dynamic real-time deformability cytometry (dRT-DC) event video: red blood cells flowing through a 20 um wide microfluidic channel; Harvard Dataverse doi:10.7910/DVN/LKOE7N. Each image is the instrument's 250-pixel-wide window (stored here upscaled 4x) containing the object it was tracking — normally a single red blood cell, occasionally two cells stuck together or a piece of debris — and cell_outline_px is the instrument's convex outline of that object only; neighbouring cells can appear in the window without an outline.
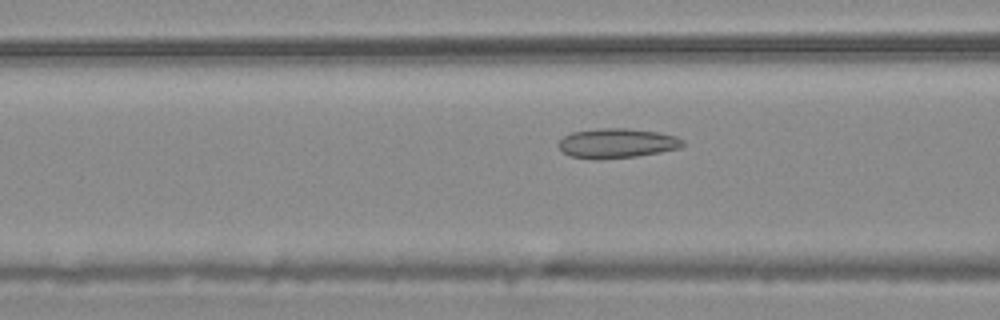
{"species": "common noctule bat (a hibernating species)", "species_latin": "Nyctalus noctula", "temperature_condition": "warm", "stored_images_in_passage": 54, "camera_frame_rate_fps": 3000, "um_per_image_px": 0.085, "animal": {"sex": "male", "body_mass_g": 20.4}, "frame": {"image": 1, "passage_image": 21, "time_ms": 6.667, "image_size_px": [1000, 320], "cell_outline_px": [[684, 144], [680, 148], [660, 152], [636, 156], [600, 160], [596, 160], [572, 156], [564, 152], [556, 144], [564, 136], [572, 132], [604, 128], [628, 128], [660, 132], [676, 136], [684, 140]], "centroid_in_image_um": [52.46, 12.17], "position_along_channel_um": 114.1, "area_um2": 21.56}}
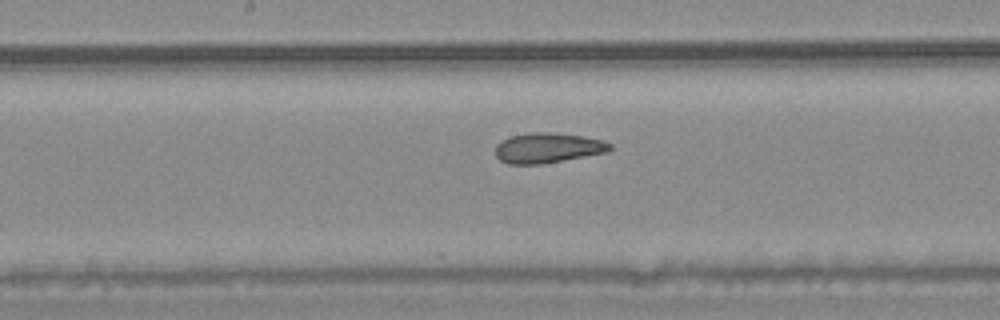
{"frame": {"image": 2, "passage_image": 28, "time_ms": 9.0, "image_size_px": [1000, 320], "cell_outline_px": [[612, 148], [608, 152], [540, 164], [508, 164], [500, 160], [496, 156], [496, 144], [500, 140], [512, 136], [528, 132], [548, 132], [580, 136], [604, 140], [612, 144]], "centroid_in_image_um": [46.54, 12.57], "position_along_channel_um": 201.7, "area_um2": 20.06}}
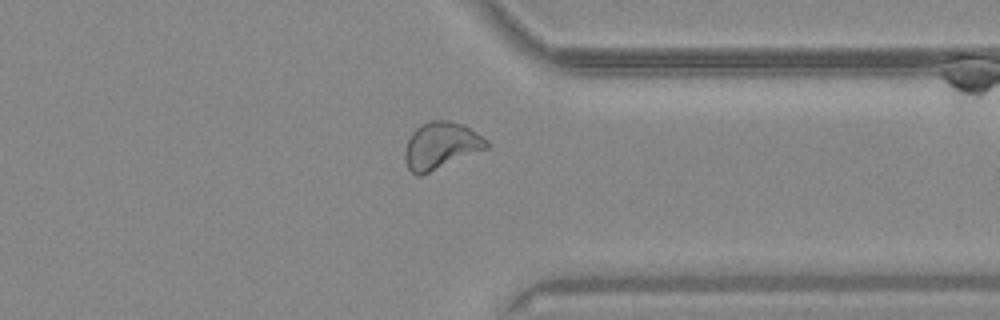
{"frame": {"image": 3, "passage_image": 42, "time_ms": 13.667, "image_size_px": [1000, 320], "cell_outline_px": [[488, 148], [420, 176], [416, 176], [408, 168], [404, 156], [404, 152], [408, 140], [412, 132], [420, 124], [428, 120], [444, 120], [464, 124], [488, 140]], "centroid_in_image_um": [37.47, 12.36], "position_along_channel_um": 373.9, "area_um2": 22.31}, "authors_computed_cell_mechanics": {"area_um2": 22.3108, "velocity_mm_per_s": 3.7405, "shape_relaxation_time_tau1_ms": null, "shape_relaxation_time_tau2_ms": 1.203, "deformation_change_tau1": null, "deformation_change_tau2": 0.0605}}